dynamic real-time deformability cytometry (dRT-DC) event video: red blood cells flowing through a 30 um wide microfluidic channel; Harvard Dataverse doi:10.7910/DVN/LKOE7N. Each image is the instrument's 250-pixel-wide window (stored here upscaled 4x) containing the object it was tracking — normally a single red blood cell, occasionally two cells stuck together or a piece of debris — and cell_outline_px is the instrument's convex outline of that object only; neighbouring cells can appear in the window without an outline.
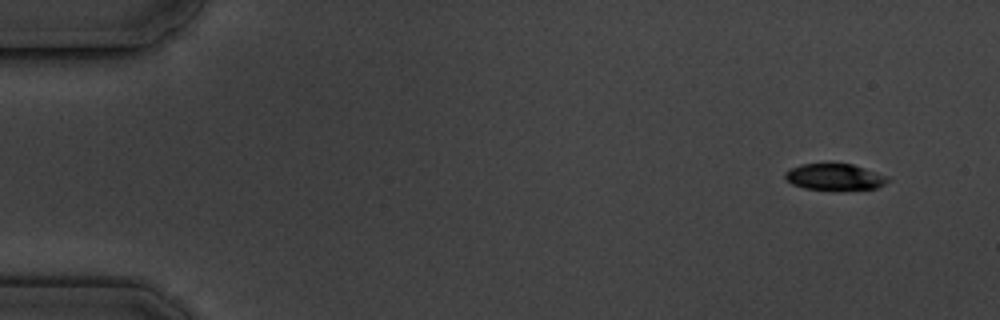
{"species": "common noctule bat (a hibernating species)", "species_latin": "Nyctalus noctula", "temperature_condition": "cold", "stored_images_in_passage": 5, "camera_frame_rate_fps": 3000, "um_per_image_px": 0.085, "animal": {"sex": "male", "body_mass_g": 19.5, "forearm_length_mm": 54.6}, "frame": {"image": 1, "passage_image": 1, "time_ms": 0.0, "image_size_px": [1000, 320], "cell_outline_px": [[888, 180], [884, 184], [876, 188], [804, 188], [792, 184], [784, 176], [784, 172], [800, 164], [852, 164], [888, 176]], "centroid_in_image_um": [70.92, 15.01], "position_along_channel_um": 14.1, "area_um2": 15.09}}
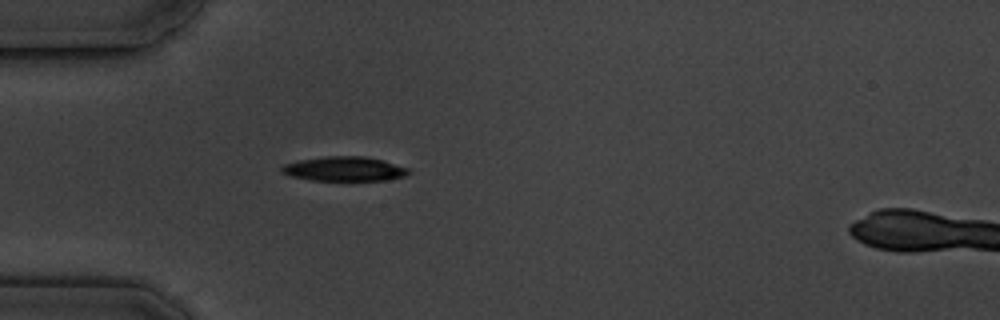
{"frame": {"image": 2, "passage_image": 4, "time_ms": 4.333, "image_size_px": [1000, 320], "cell_outline_px": [[412, 172], [404, 176], [388, 180], [312, 180], [292, 176], [280, 172], [280, 168], [284, 164], [296, 160], [324, 156], [364, 156], [384, 160], [408, 168]], "centroid_in_image_um": [29.26, 14.34], "position_along_channel_um": 55.7, "area_um2": 18.21}}